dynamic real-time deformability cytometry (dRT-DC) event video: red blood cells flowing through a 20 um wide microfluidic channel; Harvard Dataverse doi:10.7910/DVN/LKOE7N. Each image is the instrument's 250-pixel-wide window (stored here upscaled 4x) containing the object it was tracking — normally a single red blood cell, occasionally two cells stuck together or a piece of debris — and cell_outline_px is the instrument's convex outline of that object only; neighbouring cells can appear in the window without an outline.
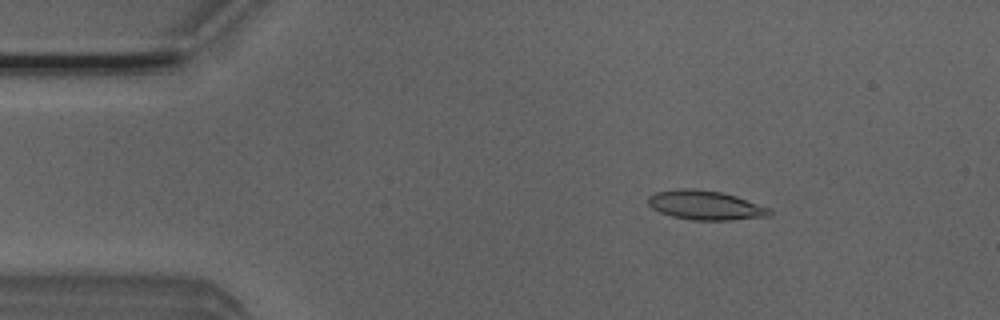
{"species": "Egyptian fruit bat (a non-hibernating species)", "species_latin": "Rousettus aegyptiacus", "temperature_condition": "room temperature", "stored_images_in_passage": 51, "camera_frame_rate_fps": 3000, "um_per_image_px": 0.085, "animal": {"sex": "male"}, "frame": {"image": 1, "passage_image": 8, "time_ms": 2.333, "image_size_px": [1000, 320], "cell_outline_px": [[772, 216], [728, 220], [692, 220], [672, 216], [660, 212], [652, 208], [648, 204], [648, 196], [656, 192], [676, 188], [692, 188], [720, 192], [736, 196], [772, 208]], "centroid_in_image_um": [59.98, 17.44], "position_along_channel_um": 25.0, "area_um2": 20.87}}
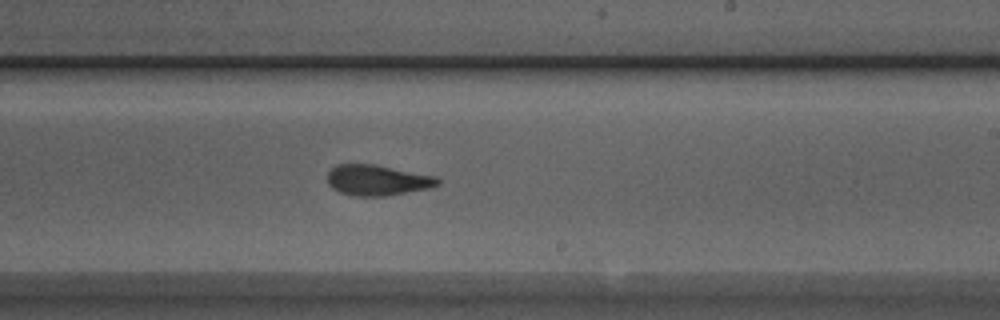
{"frame": {"image": 2, "passage_image": 30, "time_ms": 9.667, "image_size_px": [1000, 320], "cell_outline_px": [[440, 184], [432, 188], [384, 196], [352, 196], [340, 192], [332, 188], [328, 184], [328, 172], [336, 164], [376, 164], [436, 176], [440, 180]], "centroid_in_image_um": [32.09, 15.31], "position_along_channel_um": 256.9, "area_um2": 19.88}}
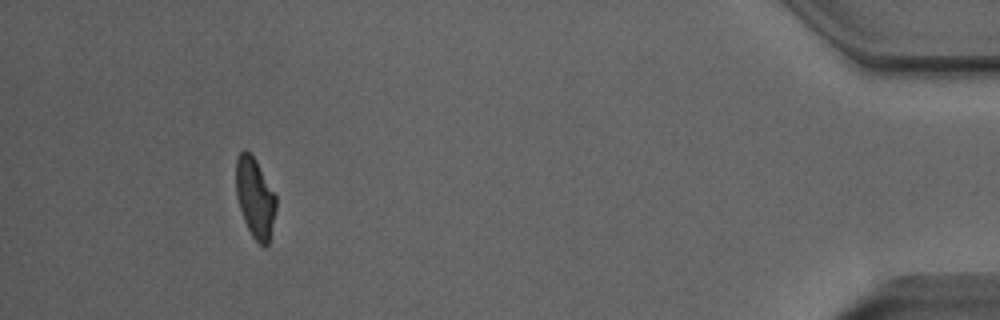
{"frame": {"image": 3, "passage_image": 47, "time_ms": 15.333, "image_size_px": [1000, 320], "cell_outline_px": [[276, 208], [268, 244], [264, 248], [252, 236], [244, 220], [236, 196], [236, 160], [240, 152], [244, 148], [256, 160], [276, 196]], "centroid_in_image_um": [21.67, 16.8], "position_along_channel_um": 413.5, "area_um2": 18.44}, "authors_computed_cell_mechanics": {"area_um2": 19.8254, "velocity_mm_per_s": 4.0146, "shape_relaxation_time_tau1_ms": 5.403, "shape_relaxation_time_tau2_ms": 2.2176, "deformation_change_tau1": 0.158, "deformation_change_tau2": 0.0961}}